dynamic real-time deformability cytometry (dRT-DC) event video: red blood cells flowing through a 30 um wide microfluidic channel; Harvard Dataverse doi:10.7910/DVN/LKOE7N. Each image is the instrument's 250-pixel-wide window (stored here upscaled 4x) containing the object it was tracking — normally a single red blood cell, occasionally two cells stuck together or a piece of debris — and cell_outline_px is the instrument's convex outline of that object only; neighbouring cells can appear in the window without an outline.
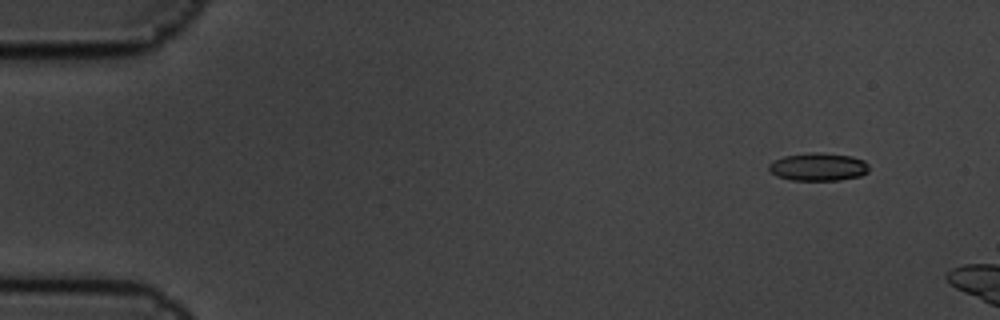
{"species": "common noctule bat (a hibernating species)", "species_latin": "Nyctalus noctula", "temperature_condition": "cold", "stored_images_in_passage": 3, "camera_frame_rate_fps": 3000, "um_per_image_px": 0.085, "animal": {"sex": "male", "body_mass_g": 19.5, "forearm_length_mm": 54.6}, "frame": {"image": 1, "passage_image": 1, "time_ms": 0.0, "image_size_px": [1000, 320], "cell_outline_px": [[868, 172], [860, 176], [836, 180], [792, 180], [776, 176], [768, 168], [768, 164], [772, 160], [784, 156], [808, 152], [820, 152], [852, 156], [864, 160], [868, 164]], "centroid_in_image_um": [69.53, 14.17], "position_along_channel_um": 15.5, "area_um2": 16.42}}